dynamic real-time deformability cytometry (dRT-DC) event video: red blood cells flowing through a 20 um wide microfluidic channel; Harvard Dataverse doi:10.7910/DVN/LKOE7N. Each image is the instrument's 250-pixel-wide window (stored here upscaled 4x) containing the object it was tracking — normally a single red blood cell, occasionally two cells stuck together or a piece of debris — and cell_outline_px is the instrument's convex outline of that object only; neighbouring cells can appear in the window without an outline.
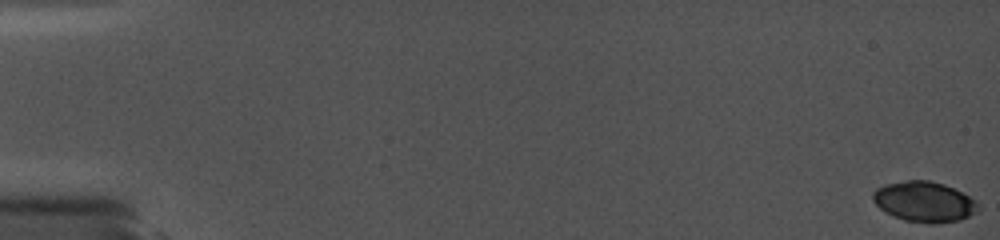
{"species": "common noctule bat (a hibernating species)", "species_latin": "Nyctalus noctula", "temperature_condition": "cold", "stored_images_in_passage": 9, "camera_frame_rate_fps": 5000, "um_per_image_px": 0.085, "animal": {"sex": "female", "body_mass_g": 19.0, "forearm_length_mm": 56.7}, "frame": {"image": 1, "passage_image": 1, "time_ms": 0.0, "image_size_px": [1000, 240], "cell_outline_px": [[980, 208], [976, 212], [960, 220], [932, 224], [904, 220], [884, 212], [872, 200], [872, 192], [876, 188], [884, 184], [908, 180], [928, 180], [944, 184], [976, 200], [980, 204]], "centroid_in_image_um": [78.54, 17.15], "position_along_channel_um": 6.5, "area_um2": 24.85}}
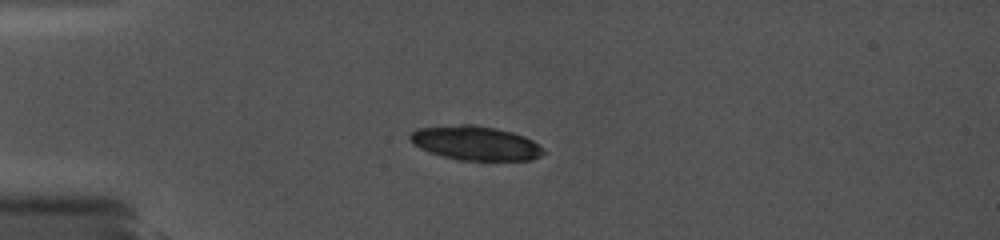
{"frame": {"image": 2, "passage_image": 9, "time_ms": 5.0, "image_size_px": [1000, 240], "cell_outline_px": [[548, 152], [532, 160], [460, 160], [444, 156], [420, 148], [412, 144], [408, 136], [416, 128], [460, 124], [472, 124], [496, 128], [512, 132], [524, 136], [532, 140]], "centroid_in_image_um": [40.43, 12.16], "position_along_channel_um": 44.6, "area_um2": 26.59}}